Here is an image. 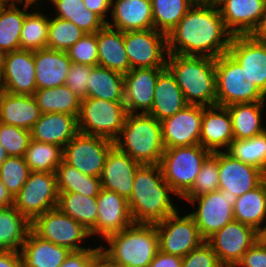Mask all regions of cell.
<instances>
[{
  "instance_id": "37",
  "label": "cell",
  "mask_w": 266,
  "mask_h": 267,
  "mask_svg": "<svg viewBox=\"0 0 266 267\" xmlns=\"http://www.w3.org/2000/svg\"><path fill=\"white\" fill-rule=\"evenodd\" d=\"M57 207L89 231L96 225L97 197H89L75 192H59Z\"/></svg>"
},
{
  "instance_id": "64",
  "label": "cell",
  "mask_w": 266,
  "mask_h": 267,
  "mask_svg": "<svg viewBox=\"0 0 266 267\" xmlns=\"http://www.w3.org/2000/svg\"><path fill=\"white\" fill-rule=\"evenodd\" d=\"M39 3H42L41 0H22V4L33 5V7H39Z\"/></svg>"
},
{
  "instance_id": "51",
  "label": "cell",
  "mask_w": 266,
  "mask_h": 267,
  "mask_svg": "<svg viewBox=\"0 0 266 267\" xmlns=\"http://www.w3.org/2000/svg\"><path fill=\"white\" fill-rule=\"evenodd\" d=\"M94 66L73 63L70 65L65 85L81 99L87 95L88 81Z\"/></svg>"
},
{
  "instance_id": "4",
  "label": "cell",
  "mask_w": 266,
  "mask_h": 267,
  "mask_svg": "<svg viewBox=\"0 0 266 267\" xmlns=\"http://www.w3.org/2000/svg\"><path fill=\"white\" fill-rule=\"evenodd\" d=\"M99 246L109 261L126 267H148L159 250V235L155 224H135L106 237Z\"/></svg>"
},
{
  "instance_id": "31",
  "label": "cell",
  "mask_w": 266,
  "mask_h": 267,
  "mask_svg": "<svg viewBox=\"0 0 266 267\" xmlns=\"http://www.w3.org/2000/svg\"><path fill=\"white\" fill-rule=\"evenodd\" d=\"M187 105L175 77L165 68L157 78L154 101L148 114L161 122L165 118L175 115Z\"/></svg>"
},
{
  "instance_id": "24",
  "label": "cell",
  "mask_w": 266,
  "mask_h": 267,
  "mask_svg": "<svg viewBox=\"0 0 266 267\" xmlns=\"http://www.w3.org/2000/svg\"><path fill=\"white\" fill-rule=\"evenodd\" d=\"M233 140L232 122L227 107H204L199 144L211 153L223 152L228 150Z\"/></svg>"
},
{
  "instance_id": "34",
  "label": "cell",
  "mask_w": 266,
  "mask_h": 267,
  "mask_svg": "<svg viewBox=\"0 0 266 267\" xmlns=\"http://www.w3.org/2000/svg\"><path fill=\"white\" fill-rule=\"evenodd\" d=\"M31 225L14 205L0 208V250L20 251Z\"/></svg>"
},
{
  "instance_id": "39",
  "label": "cell",
  "mask_w": 266,
  "mask_h": 267,
  "mask_svg": "<svg viewBox=\"0 0 266 267\" xmlns=\"http://www.w3.org/2000/svg\"><path fill=\"white\" fill-rule=\"evenodd\" d=\"M56 8L55 17L73 22L85 33H96L106 23L84 5L83 0H50Z\"/></svg>"
},
{
  "instance_id": "15",
  "label": "cell",
  "mask_w": 266,
  "mask_h": 267,
  "mask_svg": "<svg viewBox=\"0 0 266 267\" xmlns=\"http://www.w3.org/2000/svg\"><path fill=\"white\" fill-rule=\"evenodd\" d=\"M260 239L255 228L233 220L210 236L206 242L224 267H235L244 253Z\"/></svg>"
},
{
  "instance_id": "20",
  "label": "cell",
  "mask_w": 266,
  "mask_h": 267,
  "mask_svg": "<svg viewBox=\"0 0 266 267\" xmlns=\"http://www.w3.org/2000/svg\"><path fill=\"white\" fill-rule=\"evenodd\" d=\"M165 68H134L124 75V104L127 113H149L156 81ZM139 111V112H138Z\"/></svg>"
},
{
  "instance_id": "30",
  "label": "cell",
  "mask_w": 266,
  "mask_h": 267,
  "mask_svg": "<svg viewBox=\"0 0 266 267\" xmlns=\"http://www.w3.org/2000/svg\"><path fill=\"white\" fill-rule=\"evenodd\" d=\"M96 37L98 66L127 74L131 67L125 51L124 32L105 25L96 32Z\"/></svg>"
},
{
  "instance_id": "48",
  "label": "cell",
  "mask_w": 266,
  "mask_h": 267,
  "mask_svg": "<svg viewBox=\"0 0 266 267\" xmlns=\"http://www.w3.org/2000/svg\"><path fill=\"white\" fill-rule=\"evenodd\" d=\"M31 140V131L0 122V143L8 156L24 157Z\"/></svg>"
},
{
  "instance_id": "55",
  "label": "cell",
  "mask_w": 266,
  "mask_h": 267,
  "mask_svg": "<svg viewBox=\"0 0 266 267\" xmlns=\"http://www.w3.org/2000/svg\"><path fill=\"white\" fill-rule=\"evenodd\" d=\"M84 5L91 12L97 14L105 23L108 22V12L111 10L112 0H83Z\"/></svg>"
},
{
  "instance_id": "45",
  "label": "cell",
  "mask_w": 266,
  "mask_h": 267,
  "mask_svg": "<svg viewBox=\"0 0 266 267\" xmlns=\"http://www.w3.org/2000/svg\"><path fill=\"white\" fill-rule=\"evenodd\" d=\"M85 34L73 22L51 17L48 28L47 48L66 52Z\"/></svg>"
},
{
  "instance_id": "36",
  "label": "cell",
  "mask_w": 266,
  "mask_h": 267,
  "mask_svg": "<svg viewBox=\"0 0 266 267\" xmlns=\"http://www.w3.org/2000/svg\"><path fill=\"white\" fill-rule=\"evenodd\" d=\"M42 114L67 113L79 116L81 98L65 84L46 89H37L33 94Z\"/></svg>"
},
{
  "instance_id": "66",
  "label": "cell",
  "mask_w": 266,
  "mask_h": 267,
  "mask_svg": "<svg viewBox=\"0 0 266 267\" xmlns=\"http://www.w3.org/2000/svg\"><path fill=\"white\" fill-rule=\"evenodd\" d=\"M260 239L266 244V231L260 233Z\"/></svg>"
},
{
  "instance_id": "18",
  "label": "cell",
  "mask_w": 266,
  "mask_h": 267,
  "mask_svg": "<svg viewBox=\"0 0 266 267\" xmlns=\"http://www.w3.org/2000/svg\"><path fill=\"white\" fill-rule=\"evenodd\" d=\"M97 205L96 225L89 231L91 238L98 235L104 240L133 224L128 201L117 192L101 188L97 196Z\"/></svg>"
},
{
  "instance_id": "46",
  "label": "cell",
  "mask_w": 266,
  "mask_h": 267,
  "mask_svg": "<svg viewBox=\"0 0 266 267\" xmlns=\"http://www.w3.org/2000/svg\"><path fill=\"white\" fill-rule=\"evenodd\" d=\"M31 173L25 157L8 156L0 166V178L10 195L14 198Z\"/></svg>"
},
{
  "instance_id": "14",
  "label": "cell",
  "mask_w": 266,
  "mask_h": 267,
  "mask_svg": "<svg viewBox=\"0 0 266 267\" xmlns=\"http://www.w3.org/2000/svg\"><path fill=\"white\" fill-rule=\"evenodd\" d=\"M178 212L177 210L155 225L159 235V250L185 257L205 240L201 237L191 215L188 213L180 217Z\"/></svg>"
},
{
  "instance_id": "6",
  "label": "cell",
  "mask_w": 266,
  "mask_h": 267,
  "mask_svg": "<svg viewBox=\"0 0 266 267\" xmlns=\"http://www.w3.org/2000/svg\"><path fill=\"white\" fill-rule=\"evenodd\" d=\"M215 71L217 105L266 102V95L228 52L216 58Z\"/></svg>"
},
{
  "instance_id": "38",
  "label": "cell",
  "mask_w": 266,
  "mask_h": 267,
  "mask_svg": "<svg viewBox=\"0 0 266 267\" xmlns=\"http://www.w3.org/2000/svg\"><path fill=\"white\" fill-rule=\"evenodd\" d=\"M59 192H75L89 197H97L102 188L100 178L85 175L64 160L55 171Z\"/></svg>"
},
{
  "instance_id": "7",
  "label": "cell",
  "mask_w": 266,
  "mask_h": 267,
  "mask_svg": "<svg viewBox=\"0 0 266 267\" xmlns=\"http://www.w3.org/2000/svg\"><path fill=\"white\" fill-rule=\"evenodd\" d=\"M211 154L200 144L164 150L159 165L176 196L182 198L192 188L202 164Z\"/></svg>"
},
{
  "instance_id": "2",
  "label": "cell",
  "mask_w": 266,
  "mask_h": 267,
  "mask_svg": "<svg viewBox=\"0 0 266 267\" xmlns=\"http://www.w3.org/2000/svg\"><path fill=\"white\" fill-rule=\"evenodd\" d=\"M175 192L164 180L159 164H141L136 170L128 205L135 224H157L178 208L171 200Z\"/></svg>"
},
{
  "instance_id": "61",
  "label": "cell",
  "mask_w": 266,
  "mask_h": 267,
  "mask_svg": "<svg viewBox=\"0 0 266 267\" xmlns=\"http://www.w3.org/2000/svg\"><path fill=\"white\" fill-rule=\"evenodd\" d=\"M221 0H194L195 3L217 5Z\"/></svg>"
},
{
  "instance_id": "50",
  "label": "cell",
  "mask_w": 266,
  "mask_h": 267,
  "mask_svg": "<svg viewBox=\"0 0 266 267\" xmlns=\"http://www.w3.org/2000/svg\"><path fill=\"white\" fill-rule=\"evenodd\" d=\"M182 267H224L212 247L204 241L191 250L182 260Z\"/></svg>"
},
{
  "instance_id": "21",
  "label": "cell",
  "mask_w": 266,
  "mask_h": 267,
  "mask_svg": "<svg viewBox=\"0 0 266 267\" xmlns=\"http://www.w3.org/2000/svg\"><path fill=\"white\" fill-rule=\"evenodd\" d=\"M219 189L236 197L256 188L265 177L258 168L236 160L226 151L218 152Z\"/></svg>"
},
{
  "instance_id": "17",
  "label": "cell",
  "mask_w": 266,
  "mask_h": 267,
  "mask_svg": "<svg viewBox=\"0 0 266 267\" xmlns=\"http://www.w3.org/2000/svg\"><path fill=\"white\" fill-rule=\"evenodd\" d=\"M2 91L15 95H33L36 88L34 51L18 49L5 54Z\"/></svg>"
},
{
  "instance_id": "56",
  "label": "cell",
  "mask_w": 266,
  "mask_h": 267,
  "mask_svg": "<svg viewBox=\"0 0 266 267\" xmlns=\"http://www.w3.org/2000/svg\"><path fill=\"white\" fill-rule=\"evenodd\" d=\"M0 267H22L20 252L0 250Z\"/></svg>"
},
{
  "instance_id": "5",
  "label": "cell",
  "mask_w": 266,
  "mask_h": 267,
  "mask_svg": "<svg viewBox=\"0 0 266 267\" xmlns=\"http://www.w3.org/2000/svg\"><path fill=\"white\" fill-rule=\"evenodd\" d=\"M114 145L140 164H160L165 150L161 122L148 113H127Z\"/></svg>"
},
{
  "instance_id": "60",
  "label": "cell",
  "mask_w": 266,
  "mask_h": 267,
  "mask_svg": "<svg viewBox=\"0 0 266 267\" xmlns=\"http://www.w3.org/2000/svg\"><path fill=\"white\" fill-rule=\"evenodd\" d=\"M18 4H22V0H0V5L2 7L17 6Z\"/></svg>"
},
{
  "instance_id": "22",
  "label": "cell",
  "mask_w": 266,
  "mask_h": 267,
  "mask_svg": "<svg viewBox=\"0 0 266 267\" xmlns=\"http://www.w3.org/2000/svg\"><path fill=\"white\" fill-rule=\"evenodd\" d=\"M217 7L233 35H251L266 13L265 0H221Z\"/></svg>"
},
{
  "instance_id": "25",
  "label": "cell",
  "mask_w": 266,
  "mask_h": 267,
  "mask_svg": "<svg viewBox=\"0 0 266 267\" xmlns=\"http://www.w3.org/2000/svg\"><path fill=\"white\" fill-rule=\"evenodd\" d=\"M111 9L113 21L106 25L113 29L128 32L154 28L151 0H112Z\"/></svg>"
},
{
  "instance_id": "23",
  "label": "cell",
  "mask_w": 266,
  "mask_h": 267,
  "mask_svg": "<svg viewBox=\"0 0 266 267\" xmlns=\"http://www.w3.org/2000/svg\"><path fill=\"white\" fill-rule=\"evenodd\" d=\"M140 165L114 145L107 154L100 176L102 188L115 191L128 200L133 190L136 170Z\"/></svg>"
},
{
  "instance_id": "13",
  "label": "cell",
  "mask_w": 266,
  "mask_h": 267,
  "mask_svg": "<svg viewBox=\"0 0 266 267\" xmlns=\"http://www.w3.org/2000/svg\"><path fill=\"white\" fill-rule=\"evenodd\" d=\"M125 51L131 69L166 68L167 35L154 28L124 32Z\"/></svg>"
},
{
  "instance_id": "27",
  "label": "cell",
  "mask_w": 266,
  "mask_h": 267,
  "mask_svg": "<svg viewBox=\"0 0 266 267\" xmlns=\"http://www.w3.org/2000/svg\"><path fill=\"white\" fill-rule=\"evenodd\" d=\"M36 88H54L65 84L72 61L64 51L40 49L34 51Z\"/></svg>"
},
{
  "instance_id": "59",
  "label": "cell",
  "mask_w": 266,
  "mask_h": 267,
  "mask_svg": "<svg viewBox=\"0 0 266 267\" xmlns=\"http://www.w3.org/2000/svg\"><path fill=\"white\" fill-rule=\"evenodd\" d=\"M89 267H107V259L100 255L89 265Z\"/></svg>"
},
{
  "instance_id": "3",
  "label": "cell",
  "mask_w": 266,
  "mask_h": 267,
  "mask_svg": "<svg viewBox=\"0 0 266 267\" xmlns=\"http://www.w3.org/2000/svg\"><path fill=\"white\" fill-rule=\"evenodd\" d=\"M167 58L166 68L175 77L187 104L217 105L216 59L179 54H168Z\"/></svg>"
},
{
  "instance_id": "11",
  "label": "cell",
  "mask_w": 266,
  "mask_h": 267,
  "mask_svg": "<svg viewBox=\"0 0 266 267\" xmlns=\"http://www.w3.org/2000/svg\"><path fill=\"white\" fill-rule=\"evenodd\" d=\"M31 229L41 238L70 251L93 248L80 245V242L91 237L89 230L63 213L58 207L38 216L32 222Z\"/></svg>"
},
{
  "instance_id": "40",
  "label": "cell",
  "mask_w": 266,
  "mask_h": 267,
  "mask_svg": "<svg viewBox=\"0 0 266 267\" xmlns=\"http://www.w3.org/2000/svg\"><path fill=\"white\" fill-rule=\"evenodd\" d=\"M30 6L23 4V10L18 6L0 8V50L3 52L20 49L21 31Z\"/></svg>"
},
{
  "instance_id": "67",
  "label": "cell",
  "mask_w": 266,
  "mask_h": 267,
  "mask_svg": "<svg viewBox=\"0 0 266 267\" xmlns=\"http://www.w3.org/2000/svg\"><path fill=\"white\" fill-rule=\"evenodd\" d=\"M1 92H2V86H1V81H0V94H1Z\"/></svg>"
},
{
  "instance_id": "43",
  "label": "cell",
  "mask_w": 266,
  "mask_h": 267,
  "mask_svg": "<svg viewBox=\"0 0 266 267\" xmlns=\"http://www.w3.org/2000/svg\"><path fill=\"white\" fill-rule=\"evenodd\" d=\"M226 152L236 160L260 169L266 175V131L250 139H234Z\"/></svg>"
},
{
  "instance_id": "26",
  "label": "cell",
  "mask_w": 266,
  "mask_h": 267,
  "mask_svg": "<svg viewBox=\"0 0 266 267\" xmlns=\"http://www.w3.org/2000/svg\"><path fill=\"white\" fill-rule=\"evenodd\" d=\"M78 133L77 116L67 113H45L32 127L31 139L64 148Z\"/></svg>"
},
{
  "instance_id": "12",
  "label": "cell",
  "mask_w": 266,
  "mask_h": 267,
  "mask_svg": "<svg viewBox=\"0 0 266 267\" xmlns=\"http://www.w3.org/2000/svg\"><path fill=\"white\" fill-rule=\"evenodd\" d=\"M114 141L101 136L78 133L63 148V160L85 175L100 178Z\"/></svg>"
},
{
  "instance_id": "52",
  "label": "cell",
  "mask_w": 266,
  "mask_h": 267,
  "mask_svg": "<svg viewBox=\"0 0 266 267\" xmlns=\"http://www.w3.org/2000/svg\"><path fill=\"white\" fill-rule=\"evenodd\" d=\"M235 267H266V244L259 239L244 253Z\"/></svg>"
},
{
  "instance_id": "54",
  "label": "cell",
  "mask_w": 266,
  "mask_h": 267,
  "mask_svg": "<svg viewBox=\"0 0 266 267\" xmlns=\"http://www.w3.org/2000/svg\"><path fill=\"white\" fill-rule=\"evenodd\" d=\"M183 257L158 250L148 267H182Z\"/></svg>"
},
{
  "instance_id": "9",
  "label": "cell",
  "mask_w": 266,
  "mask_h": 267,
  "mask_svg": "<svg viewBox=\"0 0 266 267\" xmlns=\"http://www.w3.org/2000/svg\"><path fill=\"white\" fill-rule=\"evenodd\" d=\"M58 198L55 173L31 171L22 189L14 197L13 205L32 223L38 216L56 208Z\"/></svg>"
},
{
  "instance_id": "28",
  "label": "cell",
  "mask_w": 266,
  "mask_h": 267,
  "mask_svg": "<svg viewBox=\"0 0 266 267\" xmlns=\"http://www.w3.org/2000/svg\"><path fill=\"white\" fill-rule=\"evenodd\" d=\"M42 112L33 95L0 94V122L31 131Z\"/></svg>"
},
{
  "instance_id": "41",
  "label": "cell",
  "mask_w": 266,
  "mask_h": 267,
  "mask_svg": "<svg viewBox=\"0 0 266 267\" xmlns=\"http://www.w3.org/2000/svg\"><path fill=\"white\" fill-rule=\"evenodd\" d=\"M40 11L39 6L26 14L20 36V49L35 51L47 48L50 18Z\"/></svg>"
},
{
  "instance_id": "29",
  "label": "cell",
  "mask_w": 266,
  "mask_h": 267,
  "mask_svg": "<svg viewBox=\"0 0 266 267\" xmlns=\"http://www.w3.org/2000/svg\"><path fill=\"white\" fill-rule=\"evenodd\" d=\"M19 252L22 267H59L70 250L41 238L31 229Z\"/></svg>"
},
{
  "instance_id": "44",
  "label": "cell",
  "mask_w": 266,
  "mask_h": 267,
  "mask_svg": "<svg viewBox=\"0 0 266 267\" xmlns=\"http://www.w3.org/2000/svg\"><path fill=\"white\" fill-rule=\"evenodd\" d=\"M24 157L31 171L55 173L63 160V148L31 139Z\"/></svg>"
},
{
  "instance_id": "8",
  "label": "cell",
  "mask_w": 266,
  "mask_h": 267,
  "mask_svg": "<svg viewBox=\"0 0 266 267\" xmlns=\"http://www.w3.org/2000/svg\"><path fill=\"white\" fill-rule=\"evenodd\" d=\"M126 115L124 102L82 98L78 116L79 132L114 141L123 128Z\"/></svg>"
},
{
  "instance_id": "16",
  "label": "cell",
  "mask_w": 266,
  "mask_h": 267,
  "mask_svg": "<svg viewBox=\"0 0 266 267\" xmlns=\"http://www.w3.org/2000/svg\"><path fill=\"white\" fill-rule=\"evenodd\" d=\"M203 114L204 106L188 104L161 121L165 149L199 144Z\"/></svg>"
},
{
  "instance_id": "32",
  "label": "cell",
  "mask_w": 266,
  "mask_h": 267,
  "mask_svg": "<svg viewBox=\"0 0 266 267\" xmlns=\"http://www.w3.org/2000/svg\"><path fill=\"white\" fill-rule=\"evenodd\" d=\"M234 220L255 228L258 232L266 231V175L254 189L237 197L233 207ZM265 222V223H264Z\"/></svg>"
},
{
  "instance_id": "19",
  "label": "cell",
  "mask_w": 266,
  "mask_h": 267,
  "mask_svg": "<svg viewBox=\"0 0 266 267\" xmlns=\"http://www.w3.org/2000/svg\"><path fill=\"white\" fill-rule=\"evenodd\" d=\"M228 53L266 95V43L256 40L252 35H233Z\"/></svg>"
},
{
  "instance_id": "33",
  "label": "cell",
  "mask_w": 266,
  "mask_h": 267,
  "mask_svg": "<svg viewBox=\"0 0 266 267\" xmlns=\"http://www.w3.org/2000/svg\"><path fill=\"white\" fill-rule=\"evenodd\" d=\"M265 105V102H251L226 106L231 117L235 140L250 139L266 131L261 120Z\"/></svg>"
},
{
  "instance_id": "65",
  "label": "cell",
  "mask_w": 266,
  "mask_h": 267,
  "mask_svg": "<svg viewBox=\"0 0 266 267\" xmlns=\"http://www.w3.org/2000/svg\"><path fill=\"white\" fill-rule=\"evenodd\" d=\"M107 267H126V266H121V265L115 264V263L107 260Z\"/></svg>"
},
{
  "instance_id": "49",
  "label": "cell",
  "mask_w": 266,
  "mask_h": 267,
  "mask_svg": "<svg viewBox=\"0 0 266 267\" xmlns=\"http://www.w3.org/2000/svg\"><path fill=\"white\" fill-rule=\"evenodd\" d=\"M66 53L73 63L97 66L98 45L96 33H86Z\"/></svg>"
},
{
  "instance_id": "58",
  "label": "cell",
  "mask_w": 266,
  "mask_h": 267,
  "mask_svg": "<svg viewBox=\"0 0 266 267\" xmlns=\"http://www.w3.org/2000/svg\"><path fill=\"white\" fill-rule=\"evenodd\" d=\"M14 198L10 195L0 178V208L13 205Z\"/></svg>"
},
{
  "instance_id": "35",
  "label": "cell",
  "mask_w": 266,
  "mask_h": 267,
  "mask_svg": "<svg viewBox=\"0 0 266 267\" xmlns=\"http://www.w3.org/2000/svg\"><path fill=\"white\" fill-rule=\"evenodd\" d=\"M124 91L123 74L97 65L92 68L84 98L124 102Z\"/></svg>"
},
{
  "instance_id": "42",
  "label": "cell",
  "mask_w": 266,
  "mask_h": 267,
  "mask_svg": "<svg viewBox=\"0 0 266 267\" xmlns=\"http://www.w3.org/2000/svg\"><path fill=\"white\" fill-rule=\"evenodd\" d=\"M194 3V0H151L154 29L168 35Z\"/></svg>"
},
{
  "instance_id": "53",
  "label": "cell",
  "mask_w": 266,
  "mask_h": 267,
  "mask_svg": "<svg viewBox=\"0 0 266 267\" xmlns=\"http://www.w3.org/2000/svg\"><path fill=\"white\" fill-rule=\"evenodd\" d=\"M100 253L99 246L79 251H70L65 261L59 267H89Z\"/></svg>"
},
{
  "instance_id": "62",
  "label": "cell",
  "mask_w": 266,
  "mask_h": 267,
  "mask_svg": "<svg viewBox=\"0 0 266 267\" xmlns=\"http://www.w3.org/2000/svg\"><path fill=\"white\" fill-rule=\"evenodd\" d=\"M5 54H6L5 52L0 50V79H1L2 74H3Z\"/></svg>"
},
{
  "instance_id": "1",
  "label": "cell",
  "mask_w": 266,
  "mask_h": 267,
  "mask_svg": "<svg viewBox=\"0 0 266 267\" xmlns=\"http://www.w3.org/2000/svg\"><path fill=\"white\" fill-rule=\"evenodd\" d=\"M232 37L217 5L194 3L168 33V54L216 59L228 52Z\"/></svg>"
},
{
  "instance_id": "47",
  "label": "cell",
  "mask_w": 266,
  "mask_h": 267,
  "mask_svg": "<svg viewBox=\"0 0 266 267\" xmlns=\"http://www.w3.org/2000/svg\"><path fill=\"white\" fill-rule=\"evenodd\" d=\"M219 189L218 152L212 153L202 164L192 188L182 197L187 201Z\"/></svg>"
},
{
  "instance_id": "63",
  "label": "cell",
  "mask_w": 266,
  "mask_h": 267,
  "mask_svg": "<svg viewBox=\"0 0 266 267\" xmlns=\"http://www.w3.org/2000/svg\"><path fill=\"white\" fill-rule=\"evenodd\" d=\"M8 157L4 147L0 143V166L5 161V159Z\"/></svg>"
},
{
  "instance_id": "57",
  "label": "cell",
  "mask_w": 266,
  "mask_h": 267,
  "mask_svg": "<svg viewBox=\"0 0 266 267\" xmlns=\"http://www.w3.org/2000/svg\"><path fill=\"white\" fill-rule=\"evenodd\" d=\"M251 35L258 41L266 43V13L261 18V21L257 28L251 33Z\"/></svg>"
},
{
  "instance_id": "10",
  "label": "cell",
  "mask_w": 266,
  "mask_h": 267,
  "mask_svg": "<svg viewBox=\"0 0 266 267\" xmlns=\"http://www.w3.org/2000/svg\"><path fill=\"white\" fill-rule=\"evenodd\" d=\"M236 200L237 197L230 191L221 189L188 200L194 207L198 205L195 212L189 214L205 241L234 220L233 207Z\"/></svg>"
}]
</instances>
